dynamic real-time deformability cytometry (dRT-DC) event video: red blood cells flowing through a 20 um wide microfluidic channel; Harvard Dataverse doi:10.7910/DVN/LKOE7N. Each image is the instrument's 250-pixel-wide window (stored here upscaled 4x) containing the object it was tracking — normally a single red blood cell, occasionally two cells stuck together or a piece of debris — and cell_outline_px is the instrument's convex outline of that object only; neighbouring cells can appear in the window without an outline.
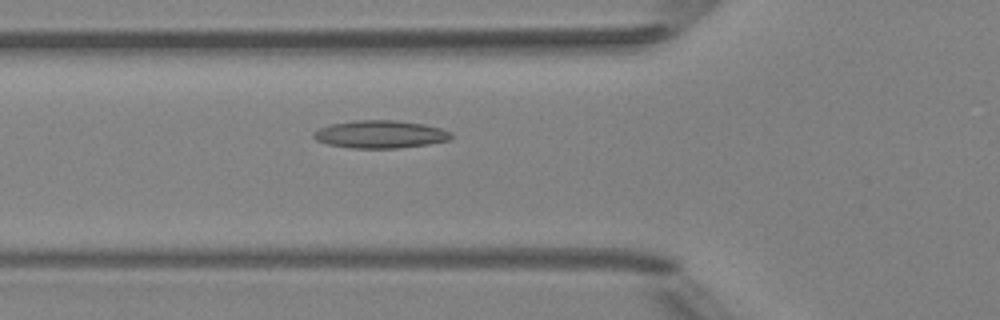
{"species": "Egyptian fruit bat (a non-hibernating species)", "species_latin": "Rousettus aegyptiacus", "temperature_condition": "room temperature", "stored_images_in_passage": 8, "camera_frame_rate_fps": 3000, "um_per_image_px": 0.085, "animal": {"sex": "female"}, "frame": {"image": 1, "passage_image": 8, "time_ms": 8.333, "image_size_px": [1000, 320], "cell_outline_px": [[452, 136], [448, 140], [428, 144], [400, 148], [352, 148], [328, 144], [316, 140], [312, 136], [312, 132], [328, 124], [356, 120], [396, 120], [424, 124], [440, 128], [452, 132]], "centroid_in_image_um": [32.3, 11.41], "position_along_channel_um": 93.5, "area_um2": 22.31}}